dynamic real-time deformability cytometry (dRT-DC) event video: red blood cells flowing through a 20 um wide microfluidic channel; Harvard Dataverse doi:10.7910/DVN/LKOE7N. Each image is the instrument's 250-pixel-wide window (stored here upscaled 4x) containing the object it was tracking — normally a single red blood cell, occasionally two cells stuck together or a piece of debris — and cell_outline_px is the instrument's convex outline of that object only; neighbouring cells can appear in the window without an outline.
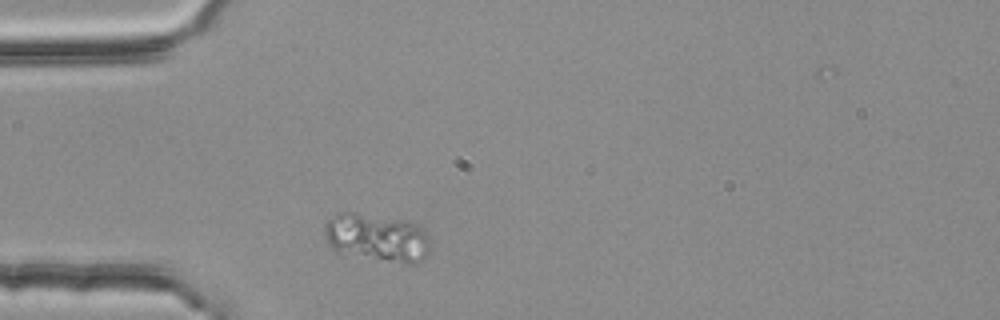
{"species": "common noctule bat (a hibernating species)", "species_latin": "Nyctalus noctula", "temperature_condition": "room temperature", "stored_images_in_passage": 2, "camera_frame_rate_fps": 3000, "um_per_image_px": 0.085, "animal": {"sex": "female", "body_mass_g": 25.1}, "frame": {"image": 1, "passage_image": 2, "time_ms": 0.333, "image_size_px": [1000, 320], "cell_outline_px": [[428, 248], [424, 256], [420, 260], [412, 264], [404, 264], [336, 256], [328, 244], [324, 232], [324, 224], [336, 212], [356, 212], [408, 220], [424, 228], [428, 236]], "centroid_in_image_um": [31.95, 20.23], "position_along_channel_um": 53.1, "area_um2": 30.92}}